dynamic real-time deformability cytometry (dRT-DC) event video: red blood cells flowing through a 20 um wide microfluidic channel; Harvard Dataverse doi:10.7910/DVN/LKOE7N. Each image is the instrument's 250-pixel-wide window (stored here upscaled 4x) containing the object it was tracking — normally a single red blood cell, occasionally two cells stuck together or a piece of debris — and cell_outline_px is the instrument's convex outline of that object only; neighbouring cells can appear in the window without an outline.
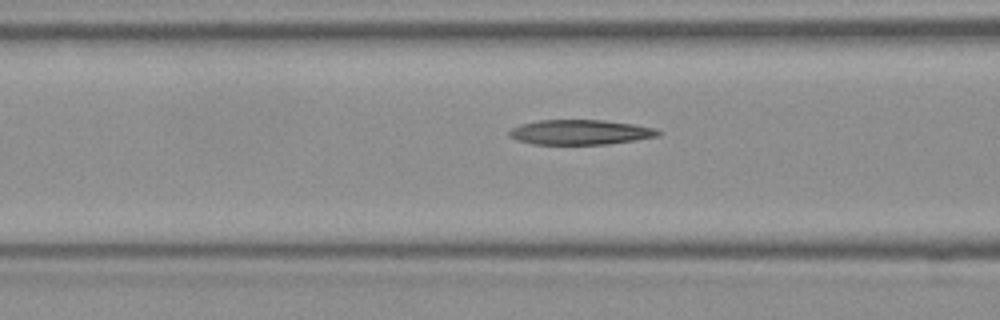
{"species": "Egyptian fruit bat (a non-hibernating species)", "species_latin": "Rousettus aegyptiacus", "temperature_condition": "room temperature", "stored_images_in_passage": 22, "camera_frame_rate_fps": 3000, "um_per_image_px": 0.085, "frame": {"image": 1, "passage_image": 17, "time_ms": 5.333, "image_size_px": [1000, 320], "cell_outline_px": [[664, 132], [660, 136], [608, 144], [532, 144], [516, 140], [508, 136], [508, 132], [512, 128], [520, 124], [540, 120], [604, 120], [632, 124], [656, 128]], "centroid_in_image_um": [49.33, 11.24], "position_along_channel_um": 117.3, "area_um2": 21.73}}
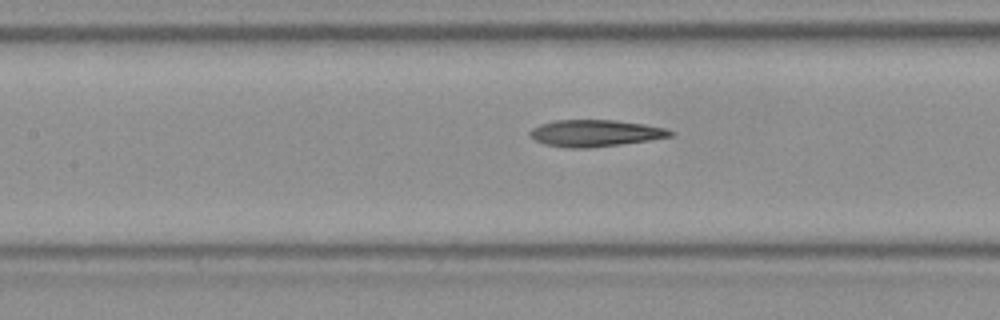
{"frame": {"image": 2, "passage_image": 20, "time_ms": 6.333, "image_size_px": [1000, 320], "cell_outline_px": [[676, 132], [672, 136], [652, 140], [588, 148], [568, 148], [544, 144], [528, 136], [528, 132], [532, 128], [540, 124], [556, 120], [616, 120], [644, 124], [664, 128]], "centroid_in_image_um": [50.58, 11.32], "position_along_channel_um": 156.8, "area_um2": 21.96}}